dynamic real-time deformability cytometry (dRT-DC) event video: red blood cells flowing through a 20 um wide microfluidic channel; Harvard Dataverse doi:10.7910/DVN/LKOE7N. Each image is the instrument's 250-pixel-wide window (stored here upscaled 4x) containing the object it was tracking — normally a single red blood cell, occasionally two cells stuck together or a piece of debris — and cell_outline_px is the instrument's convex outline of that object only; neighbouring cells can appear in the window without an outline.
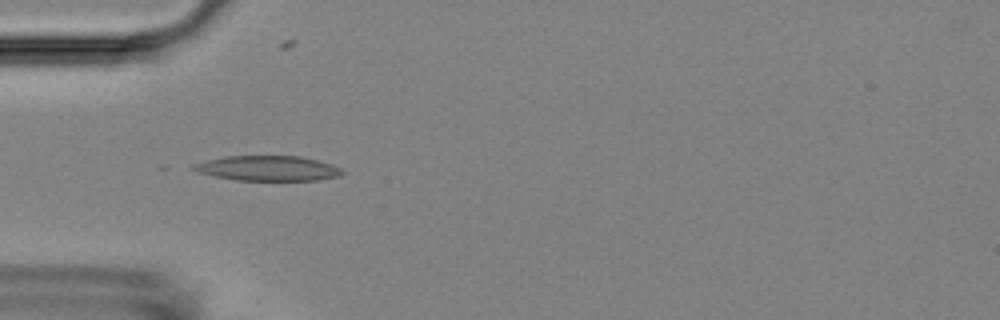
{"species": "Egyptian fruit bat (a non-hibernating species)", "species_latin": "Rousettus aegyptiacus", "temperature_condition": "room temperature", "stored_images_in_passage": 6, "camera_frame_rate_fps": 3000, "um_per_image_px": 0.085, "animal": {"sex": "female"}, "frame": {"image": 1, "passage_image": 5, "time_ms": 5.667, "image_size_px": [1000, 320], "cell_outline_px": [[344, 172], [340, 176], [316, 180], [236, 180], [196, 172], [192, 168], [192, 164], [204, 160], [224, 156], [300, 156], [332, 164], [340, 168]], "centroid_in_image_um": [22.74, 14.3], "position_along_channel_um": 62.3, "area_um2": 21.68}}